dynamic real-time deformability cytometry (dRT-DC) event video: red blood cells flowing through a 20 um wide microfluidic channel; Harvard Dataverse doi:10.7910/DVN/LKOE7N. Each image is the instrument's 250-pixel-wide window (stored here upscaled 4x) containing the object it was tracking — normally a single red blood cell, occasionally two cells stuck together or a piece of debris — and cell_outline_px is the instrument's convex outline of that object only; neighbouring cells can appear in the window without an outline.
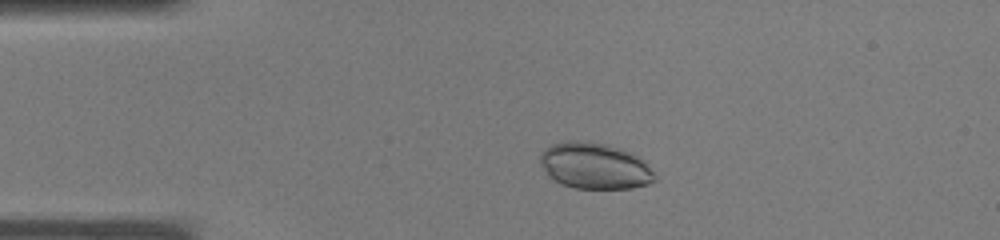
{"species": "common noctule bat (a hibernating species)", "species_latin": "Nyctalus noctula", "temperature_condition": "warm", "stored_images_in_passage": 30, "camera_frame_rate_fps": 3000, "um_per_image_px": 0.085, "animal": {"sex": "male", "body_mass_g": 19.0, "forearm_length_mm": 50.8}, "frame": {"image": 1, "passage_image": 1, "time_ms": 0.0, "image_size_px": [1000, 240], "cell_outline_px": [[656, 180], [648, 184], [632, 188], [576, 188], [564, 184], [548, 176], [540, 164], [540, 152], [552, 144], [568, 140], [576, 140], [608, 144], [632, 152], [644, 160], [656, 176]], "centroid_in_image_um": [50.56, 14.08], "position_along_channel_um": 34.4, "area_um2": 30.92}}
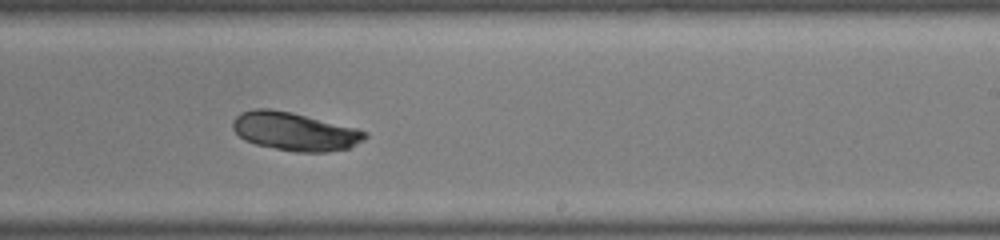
{"frame": {"image": 2, "passage_image": 16, "time_ms": 5.0, "image_size_px": [1000, 240], "cell_outline_px": [[368, 136], [364, 140], [348, 148], [328, 152], [296, 152], [256, 144], [244, 140], [232, 128], [232, 120], [240, 112], [256, 108], [268, 108], [292, 112], [356, 128], [368, 132]], "centroid_in_image_um": [25.05, 11.16], "position_along_channel_um": 264.0, "area_um2": 29.54}}
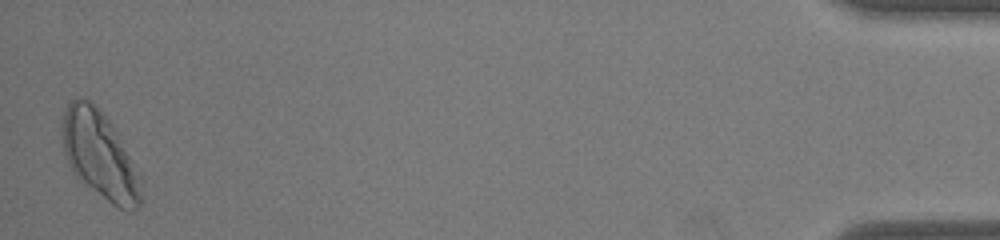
{"frame": {"image": 3, "passage_image": 30, "time_ms": 9.667, "image_size_px": [1000, 240], "cell_outline_px": [[144, 180], [140, 204], [132, 212], [128, 212], [112, 204], [80, 180], [76, 176], [68, 164], [64, 152], [60, 124], [68, 100], [76, 96], [84, 96], [112, 124], [144, 176]], "centroid_in_image_um": [8.51, 13.19], "position_along_channel_um": 426.7, "area_um2": 41.04}}